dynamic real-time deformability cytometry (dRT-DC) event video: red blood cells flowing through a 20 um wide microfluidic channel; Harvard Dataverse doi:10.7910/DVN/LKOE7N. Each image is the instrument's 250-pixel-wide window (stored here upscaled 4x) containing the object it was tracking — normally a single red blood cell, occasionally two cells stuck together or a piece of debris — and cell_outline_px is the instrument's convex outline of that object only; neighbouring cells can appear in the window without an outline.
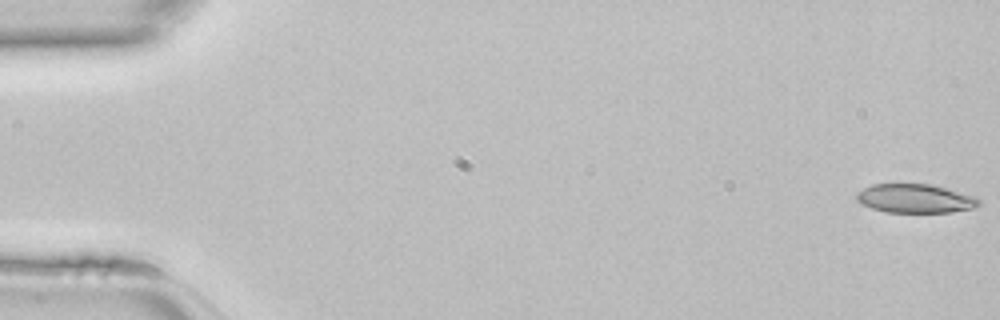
{"species": "common noctule bat (a hibernating species)", "species_latin": "Nyctalus noctula", "temperature_condition": "room temperature", "stored_images_in_passage": 46, "camera_frame_rate_fps": 3000, "um_per_image_px": 0.085, "animal": {"sex": "female", "body_mass_g": 22.7, "forearm_length_mm": 54.2}, "frame": {"image": 1, "passage_image": 1, "time_ms": 0.0, "image_size_px": [1000, 320], "cell_outline_px": [[980, 204], [976, 208], [952, 212], [884, 212], [860, 204], [856, 200], [856, 192], [872, 184], [932, 184], [976, 196], [980, 200]], "centroid_in_image_um": [77.8, 16.87], "position_along_channel_um": 7.2, "area_um2": 20.81}}
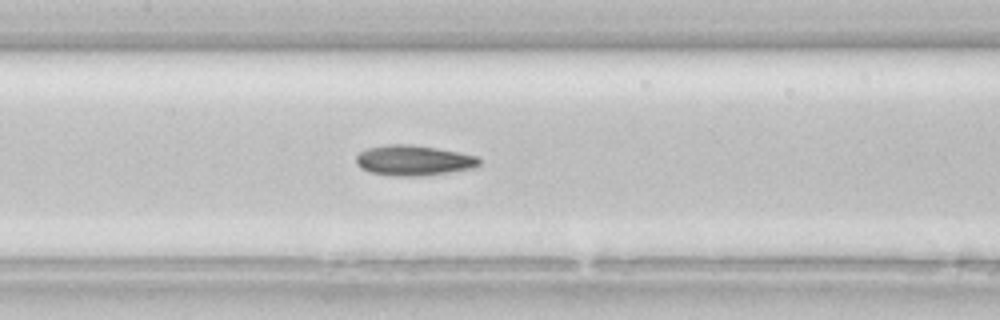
{"frame": {"image": 2, "passage_image": 22, "time_ms": 7.0, "image_size_px": [1000, 320], "cell_outline_px": [[480, 168], [420, 176], [392, 176], [372, 172], [360, 168], [356, 164], [356, 156], [360, 152], [368, 148], [388, 144], [412, 144], [460, 152], [480, 156]], "centroid_in_image_um": [35.22, 13.63], "position_along_channel_um": 172.2, "area_um2": 22.08}}
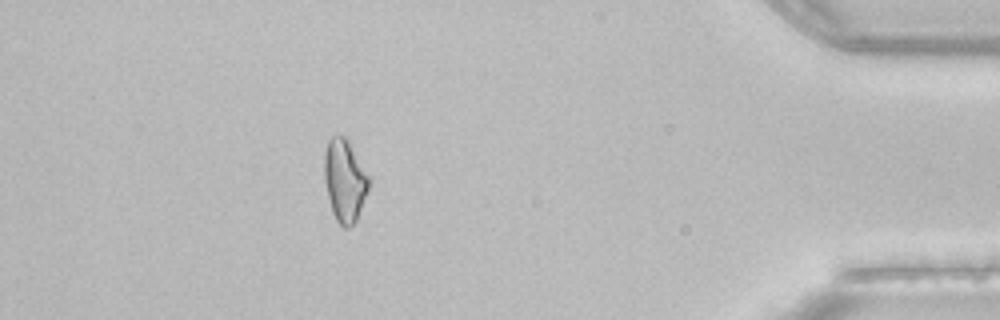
{"frame": {"image": 3, "passage_image": 41, "time_ms": 13.333, "image_size_px": [1000, 320], "cell_outline_px": [[368, 192], [356, 220], [348, 228], [344, 228], [336, 220], [332, 212], [324, 180], [324, 152], [328, 140], [332, 136], [344, 136], [348, 140], [368, 176]], "centroid_in_image_um": [29.27, 15.35], "position_along_channel_um": 405.9, "area_um2": 21.1}}